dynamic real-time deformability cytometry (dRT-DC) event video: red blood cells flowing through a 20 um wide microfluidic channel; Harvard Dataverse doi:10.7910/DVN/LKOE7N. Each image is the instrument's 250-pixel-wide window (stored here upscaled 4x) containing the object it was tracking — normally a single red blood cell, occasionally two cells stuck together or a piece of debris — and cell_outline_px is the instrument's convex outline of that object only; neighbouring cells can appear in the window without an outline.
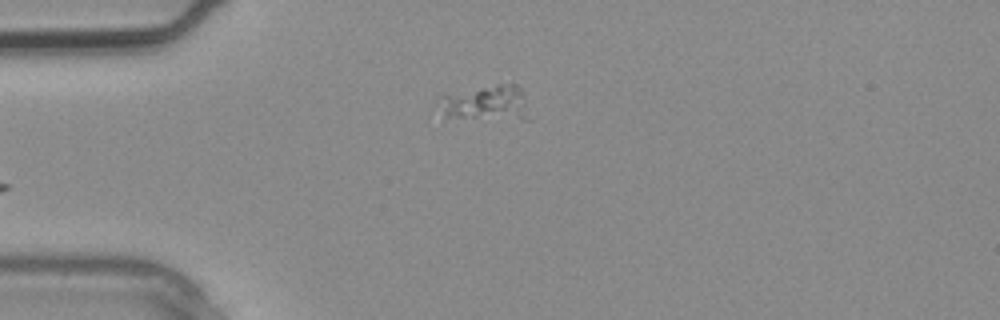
{"species": "common noctule bat (a hibernating species)", "species_latin": "Nyctalus noctula", "temperature_condition": "warm", "stored_images_in_passage": 2, "camera_frame_rate_fps": 3000, "um_per_image_px": 0.085, "animal": {"sex": "male", "body_mass_g": 20.4}, "frame": {"image": 1, "passage_image": 2, "time_ms": 0.333, "image_size_px": [1000, 320], "cell_outline_px": [[528, 120], [524, 120], [444, 116], [436, 100], [436, 96], [496, 84], [516, 84], [524, 92]], "centroid_in_image_um": [41.3, 8.75], "position_along_channel_um": 43.7, "area_um2": 18.61}}